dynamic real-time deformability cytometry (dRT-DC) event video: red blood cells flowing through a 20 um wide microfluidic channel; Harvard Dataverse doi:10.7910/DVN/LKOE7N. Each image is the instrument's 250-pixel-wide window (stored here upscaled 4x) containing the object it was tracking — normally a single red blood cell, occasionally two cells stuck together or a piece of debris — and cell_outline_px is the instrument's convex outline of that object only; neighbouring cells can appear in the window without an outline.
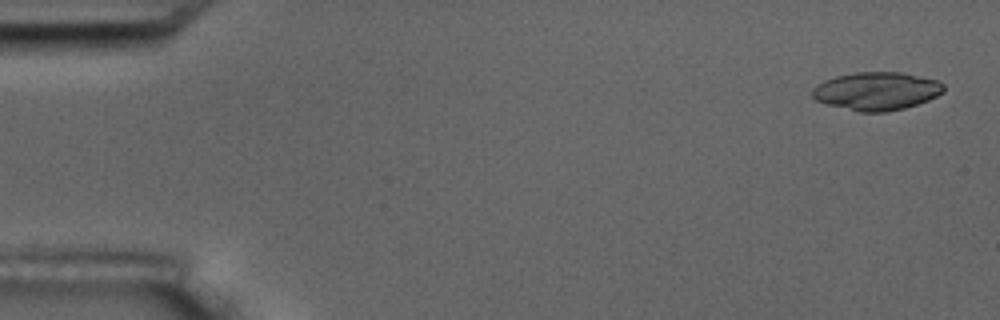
{"species": "common noctule bat (a hibernating species)", "species_latin": "Nyctalus noctula", "temperature_condition": "room temperature", "stored_images_in_passage": 5, "camera_frame_rate_fps": 3000, "um_per_image_px": 0.085, "animal": {"sex": "male", "body_mass_g": 17.5, "forearm_length_mm": 52.3}, "frame": {"image": 1, "passage_image": 1, "time_ms": 0.0, "image_size_px": [1000, 320], "cell_outline_px": [[944, 92], [928, 100], [904, 108], [888, 112], [860, 112], [828, 104], [816, 100], [812, 96], [812, 88], [816, 84], [824, 80], [836, 76], [856, 72], [900, 72], [936, 80], [944, 84]], "centroid_in_image_um": [74.49, 7.74], "position_along_channel_um": 10.5, "area_um2": 29.07}}